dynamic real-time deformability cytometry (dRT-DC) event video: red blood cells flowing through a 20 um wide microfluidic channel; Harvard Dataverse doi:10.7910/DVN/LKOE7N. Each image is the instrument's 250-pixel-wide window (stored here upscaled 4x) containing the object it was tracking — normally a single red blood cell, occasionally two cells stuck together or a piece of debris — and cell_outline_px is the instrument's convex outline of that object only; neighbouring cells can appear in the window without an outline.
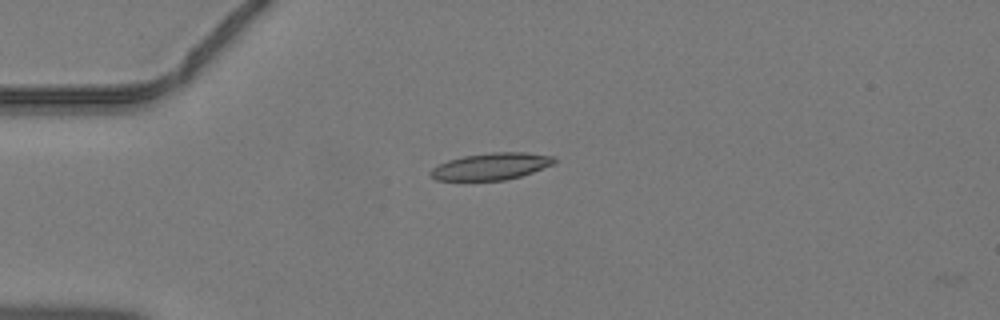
{"species": "common noctule bat (a hibernating species)", "species_latin": "Nyctalus noctula", "temperature_condition": "warm", "stored_images_in_passage": 36, "camera_frame_rate_fps": 3000, "um_per_image_px": 0.085, "animal": {"sex": "male", "body_mass_g": 19.2, "forearm_length_mm": 51.8}, "frame": {"image": 1, "passage_image": 1, "time_ms": 0.0, "image_size_px": [1000, 320], "cell_outline_px": [[556, 164], [520, 176], [504, 180], [436, 180], [428, 176], [428, 172], [432, 168], [448, 160], [464, 156], [492, 152], [524, 152], [556, 156]], "centroid_in_image_um": [41.76, 14.13], "position_along_channel_um": 43.2, "area_um2": 19.48}}
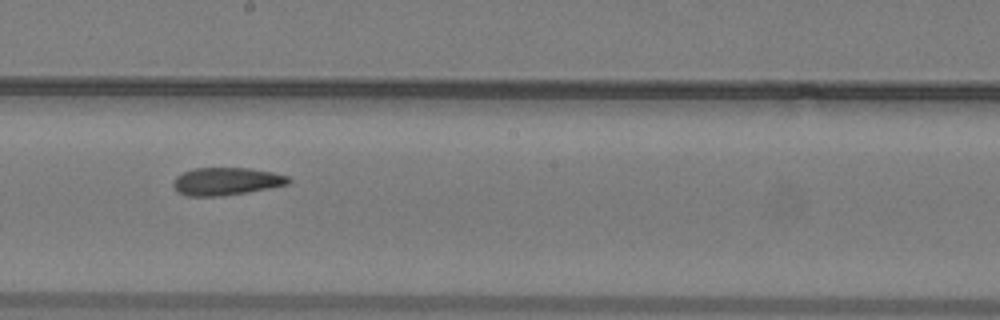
{"frame": {"image": 2, "passage_image": 15, "time_ms": 4.667, "image_size_px": [1000, 320], "cell_outline_px": [[292, 180], [288, 184], [248, 192], [220, 196], [188, 196], [176, 192], [172, 184], [176, 176], [184, 172], [196, 168], [248, 168], [272, 172], [288, 176]], "centroid_in_image_um": [19.21, 15.42], "position_along_channel_um": 229.0, "area_um2": 18.55}}
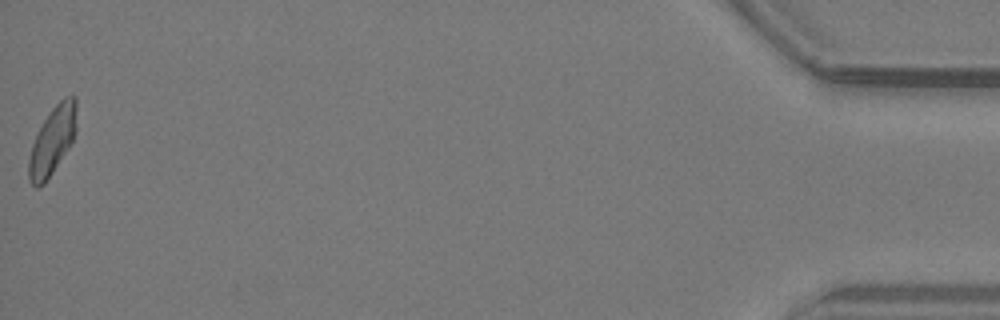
{"frame": {"image": 3, "passage_image": 35, "time_ms": 11.333, "image_size_px": [1000, 320], "cell_outline_px": [[76, 132], [68, 148], [44, 184], [36, 188], [28, 180], [28, 160], [32, 144], [44, 120], [52, 108], [64, 96], [76, 96]], "centroid_in_image_um": [4.45, 11.95], "position_along_channel_um": 430.8, "area_um2": 18.67}}